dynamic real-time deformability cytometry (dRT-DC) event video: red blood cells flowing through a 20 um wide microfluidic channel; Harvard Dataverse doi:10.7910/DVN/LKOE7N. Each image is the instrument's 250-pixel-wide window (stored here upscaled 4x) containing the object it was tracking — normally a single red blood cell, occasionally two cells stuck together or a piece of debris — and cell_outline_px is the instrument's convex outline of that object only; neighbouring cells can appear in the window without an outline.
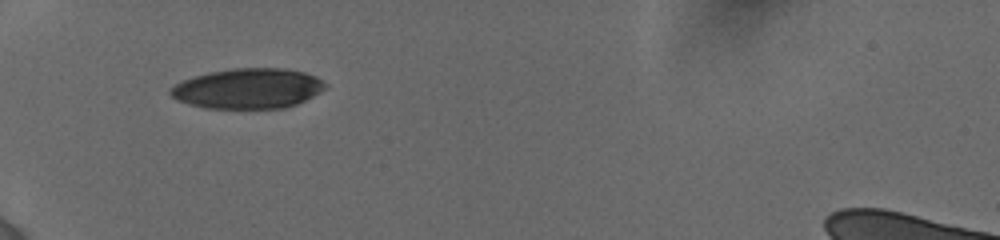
{"species": "human", "species_latin": "Homo sapiens", "temperature_condition": "cold", "stored_images_in_passage": 29, "camera_frame_rate_fps": 3000, "um_per_image_px": 0.085, "donor": {"sex": "female"}, "frame": {"image": 1, "passage_image": 1, "time_ms": 0.0, "image_size_px": [1000, 240], "cell_outline_px": [[328, 88], [296, 104], [284, 108], [204, 108], [188, 104], [176, 100], [168, 92], [168, 88], [184, 80], [208, 72], [232, 68], [284, 68], [304, 72], [316, 76], [328, 84]], "centroid_in_image_um": [21.08, 7.52], "position_along_channel_um": 63.9, "area_um2": 36.41}}
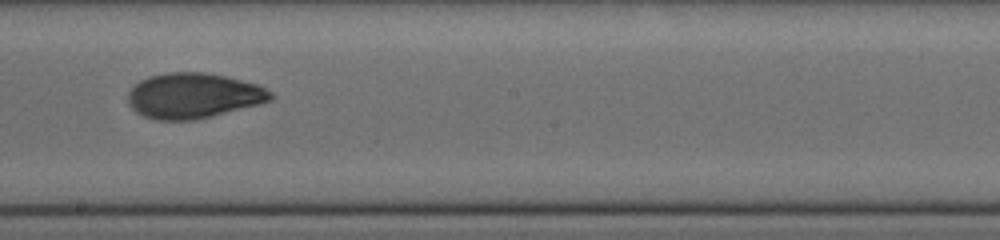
{"frame": {"image": 2, "passage_image": 15, "time_ms": 4.667, "image_size_px": [1000, 240], "cell_outline_px": [[276, 96], [272, 100], [192, 120], [156, 120], [144, 116], [136, 112], [128, 104], [128, 92], [140, 80], [148, 76], [168, 72], [204, 72], [224, 76], [260, 84], [272, 92]], "centroid_in_image_um": [16.43, 8.11], "position_along_channel_um": 231.8, "area_um2": 37.45}}
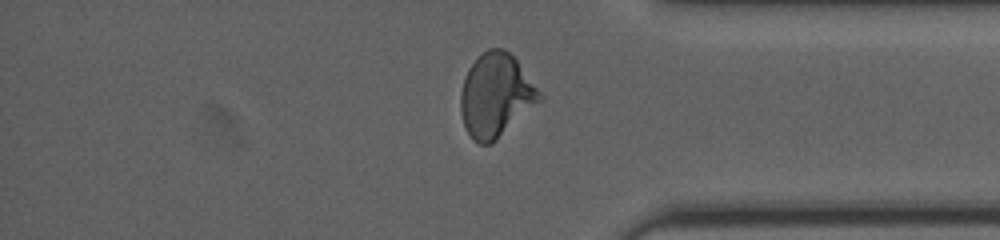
{"frame": {"image": 3, "passage_image": 24, "time_ms": 9.0, "image_size_px": [1000, 240], "cell_outline_px": [[544, 100], [492, 144], [480, 144], [472, 140], [464, 124], [460, 112], [460, 92], [464, 76], [468, 68], [488, 48], [504, 48], [516, 60], [544, 96]], "centroid_in_image_um": [42.16, 8.14], "position_along_channel_um": 393.0, "area_um2": 38.67}, "authors_computed_cell_mechanics": {"area_um2": 37.9168, "velocity_mm_per_s": 3.8931, "shape_relaxation_time_tau1_ms": 3.5789, "shape_relaxation_time_tau2_ms": 1.6028, "deformation_change_tau1": 0.1674, "deformation_change_tau2": 0.0639}}